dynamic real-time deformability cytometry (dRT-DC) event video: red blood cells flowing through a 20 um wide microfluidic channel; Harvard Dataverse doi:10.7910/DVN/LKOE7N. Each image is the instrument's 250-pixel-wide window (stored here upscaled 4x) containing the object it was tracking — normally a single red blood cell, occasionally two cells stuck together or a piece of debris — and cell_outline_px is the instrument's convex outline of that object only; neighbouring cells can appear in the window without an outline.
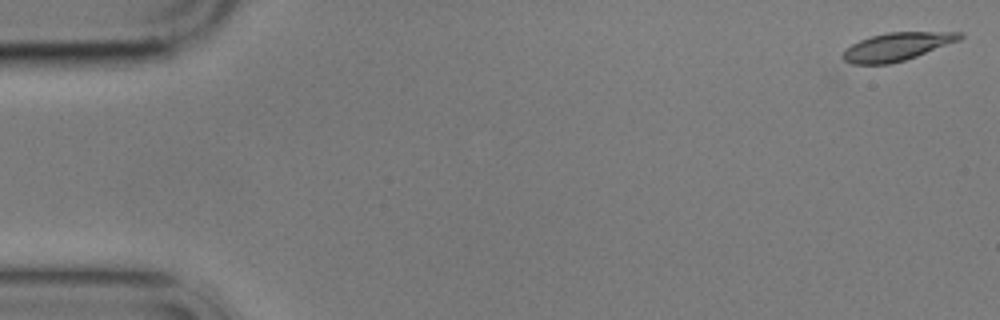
{"species": "common noctule bat (a hibernating species)", "species_latin": "Nyctalus noctula", "temperature_condition": "cold", "stored_images_in_passage": 5, "camera_frame_rate_fps": 3000, "um_per_image_px": 0.085, "animal": {"sex": "male", "body_mass_g": 17.9}, "frame": {"image": 1, "passage_image": 1, "time_ms": 0.0, "image_size_px": [1000, 320], "cell_outline_px": [[964, 36], [960, 40], [916, 56], [904, 60], [888, 64], [852, 64], [844, 60], [844, 52], [852, 44], [860, 40], [872, 36], [888, 32], [964, 32]], "centroid_in_image_um": [76.28, 3.95], "position_along_channel_um": 8.7, "area_um2": 18.79}}
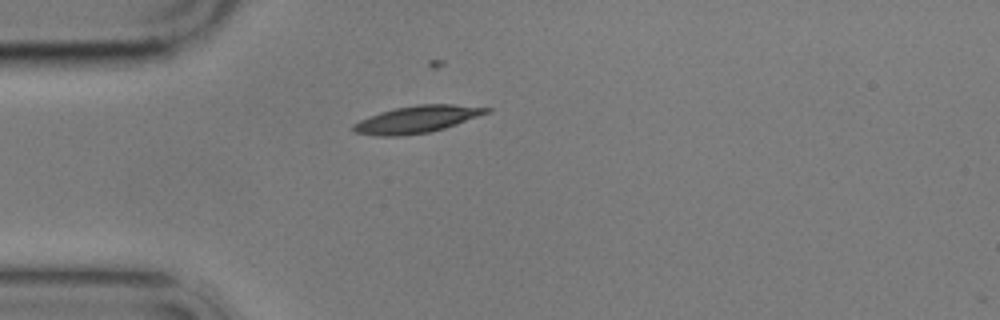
{"frame": {"image": 2, "passage_image": 5, "time_ms": 4.667, "image_size_px": [1000, 320], "cell_outline_px": [[492, 112], [444, 128], [428, 132], [400, 136], [376, 136], [356, 132], [352, 128], [352, 124], [360, 120], [380, 112], [396, 108], [420, 104], [452, 104], [492, 108]], "centroid_in_image_um": [35.47, 10.14], "position_along_channel_um": 49.5, "area_um2": 20.87}}